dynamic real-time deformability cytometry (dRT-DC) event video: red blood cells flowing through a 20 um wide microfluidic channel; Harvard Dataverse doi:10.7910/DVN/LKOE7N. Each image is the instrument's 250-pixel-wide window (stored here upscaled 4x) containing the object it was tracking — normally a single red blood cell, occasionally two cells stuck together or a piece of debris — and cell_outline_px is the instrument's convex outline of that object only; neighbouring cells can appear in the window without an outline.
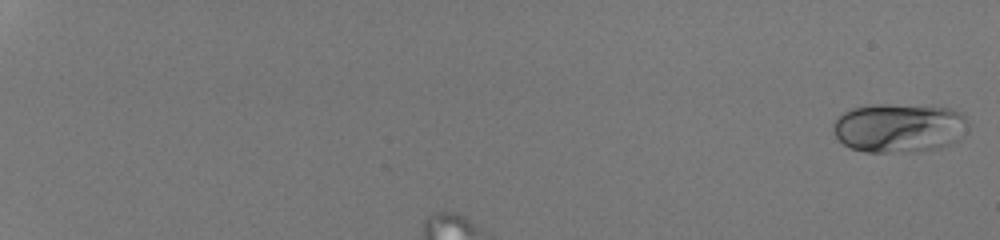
{"species": "human", "species_latin": "Homo sapiens", "temperature_condition": "room temperature", "stored_images_in_passage": 17, "camera_frame_rate_fps": 3000, "um_per_image_px": 0.085, "donor": {"sex": "male"}, "frame": {"image": 1, "passage_image": 1, "time_ms": 0.0, "image_size_px": [1000, 240], "cell_outline_px": [[968, 132], [960, 140], [940, 148], [920, 152], [864, 152], [852, 148], [844, 144], [832, 132], [832, 124], [836, 116], [852, 108], [876, 104], [888, 104], [952, 108], [964, 112], [968, 124]], "centroid_in_image_um": [76.47, 10.87], "position_along_channel_um": 8.5, "area_um2": 39.48}}